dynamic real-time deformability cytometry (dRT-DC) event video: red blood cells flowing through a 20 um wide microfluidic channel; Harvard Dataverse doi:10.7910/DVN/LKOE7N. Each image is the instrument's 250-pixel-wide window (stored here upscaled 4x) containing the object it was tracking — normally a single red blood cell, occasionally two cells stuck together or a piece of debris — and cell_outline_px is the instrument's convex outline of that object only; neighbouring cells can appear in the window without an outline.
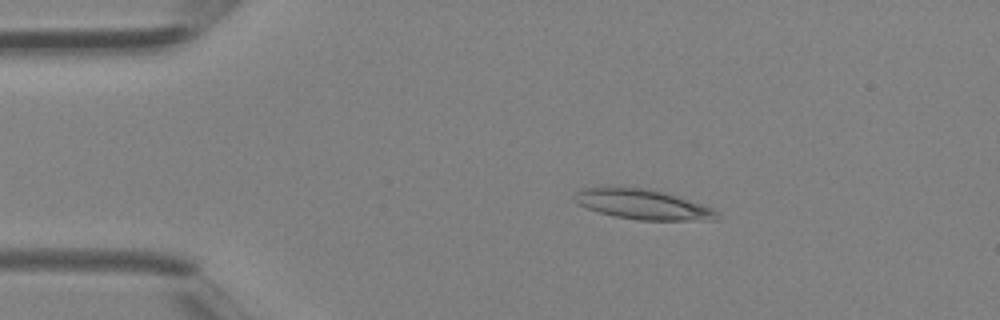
{"species": "Egyptian fruit bat (a non-hibernating species)", "species_latin": "Rousettus aegyptiacus", "temperature_condition": "room temperature", "stored_images_in_passage": 3, "camera_frame_rate_fps": 3000, "um_per_image_px": 0.085, "animal": {"sex": "female"}, "frame": {"image": 1, "passage_image": 2, "time_ms": 0.333, "image_size_px": [1000, 320], "cell_outline_px": [[720, 216], [716, 220], [640, 220], [616, 216], [600, 212], [588, 208], [572, 200], [576, 192], [580, 188], [648, 188], [664, 192], [712, 208]], "centroid_in_image_um": [54.64, 17.38], "position_along_channel_um": 30.4, "area_um2": 24.33}}